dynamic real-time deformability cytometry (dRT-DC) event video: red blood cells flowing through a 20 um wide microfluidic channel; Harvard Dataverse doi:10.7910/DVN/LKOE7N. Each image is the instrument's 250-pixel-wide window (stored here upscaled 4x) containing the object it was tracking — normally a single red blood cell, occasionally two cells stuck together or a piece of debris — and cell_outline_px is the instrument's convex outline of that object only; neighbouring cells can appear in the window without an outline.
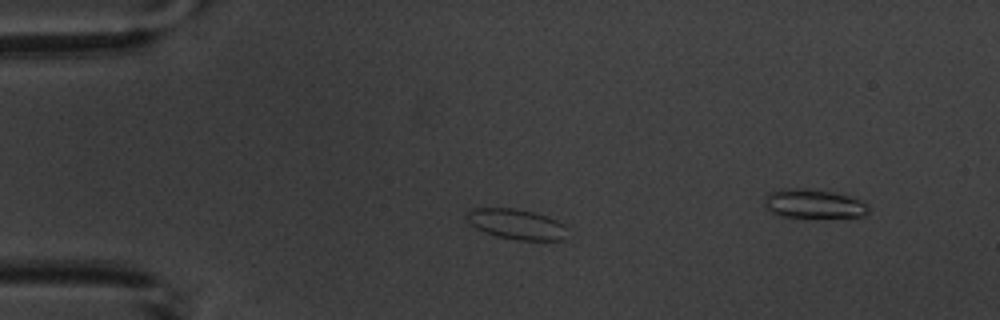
{"species": "common noctule bat (a hibernating species)", "species_latin": "Nyctalus noctula", "temperature_condition": "warm", "stored_images_in_passage": 4, "segment_of_instrument_passage": [1, 2], "camera_frame_rate_fps": 3000, "um_per_image_px": 0.085, "animal": {"sex": "male", "body_mass_g": 20.1, "forearm_length_mm": 53.5}, "frame": {"image": 1, "passage_image": 3, "time_ms": 2.333, "image_size_px": [1000, 320], "cell_outline_px": [[564, 240], [516, 240], [496, 236], [472, 224], [468, 220], [468, 212], [472, 208], [512, 208], [532, 212], [548, 216], [564, 224]], "centroid_in_image_um": [43.93, 19.05], "position_along_channel_um": 41.1, "area_um2": 17.22}}